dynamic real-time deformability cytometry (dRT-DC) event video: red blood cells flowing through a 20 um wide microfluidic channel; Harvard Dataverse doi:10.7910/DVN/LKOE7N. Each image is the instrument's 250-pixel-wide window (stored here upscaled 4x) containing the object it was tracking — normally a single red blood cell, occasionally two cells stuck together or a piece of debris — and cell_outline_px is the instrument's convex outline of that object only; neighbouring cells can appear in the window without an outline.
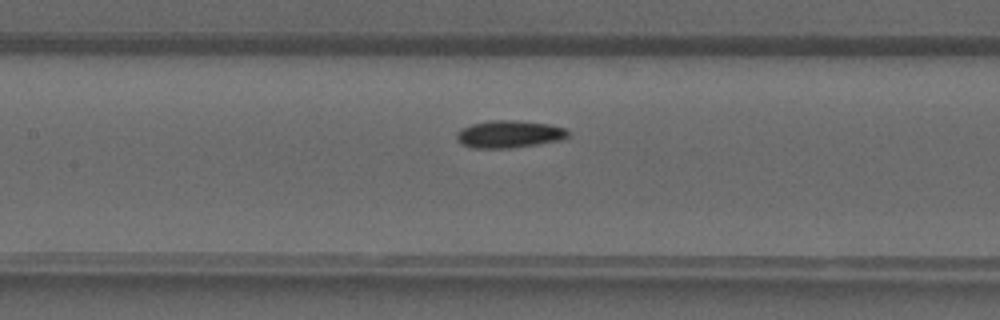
{"species": "common noctule bat (a hibernating species)", "species_latin": "Nyctalus noctula", "temperature_condition": "warm", "stored_images_in_passage": 40, "camera_frame_rate_fps": 3000, "um_per_image_px": 0.085, "animal": {"sex": "male", "forearm_length_mm": 52.5}, "frame": {"image": 1, "passage_image": 18, "time_ms": 5.667, "image_size_px": [1000, 320], "cell_outline_px": [[568, 136], [564, 140], [512, 148], [468, 148], [460, 144], [456, 136], [456, 132], [460, 128], [472, 124], [492, 120], [516, 120], [548, 124], [564, 128], [568, 132]], "centroid_in_image_um": [43.24, 11.41], "position_along_channel_um": 164.2, "area_um2": 17.98}}
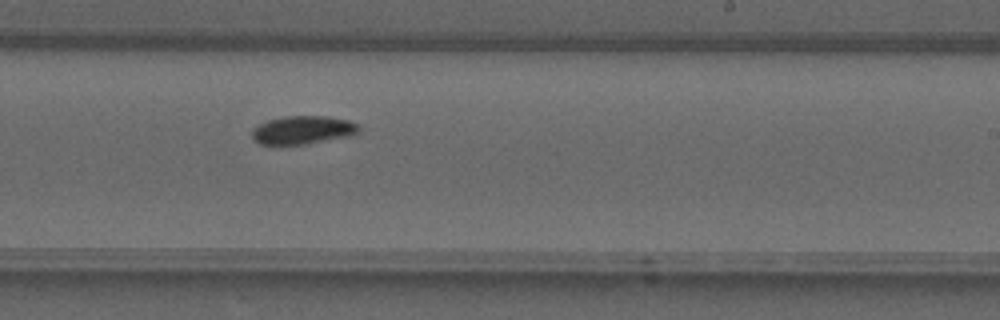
{"frame": {"image": 2, "passage_image": 24, "time_ms": 7.667, "image_size_px": [1000, 320], "cell_outline_px": [[360, 132], [348, 136], [308, 144], [260, 144], [252, 136], [252, 132], [260, 124], [268, 120], [284, 116], [328, 116], [348, 120], [356, 124], [360, 128]], "centroid_in_image_um": [25.78, 11.04], "position_along_channel_um": 263.2, "area_um2": 17.4}}
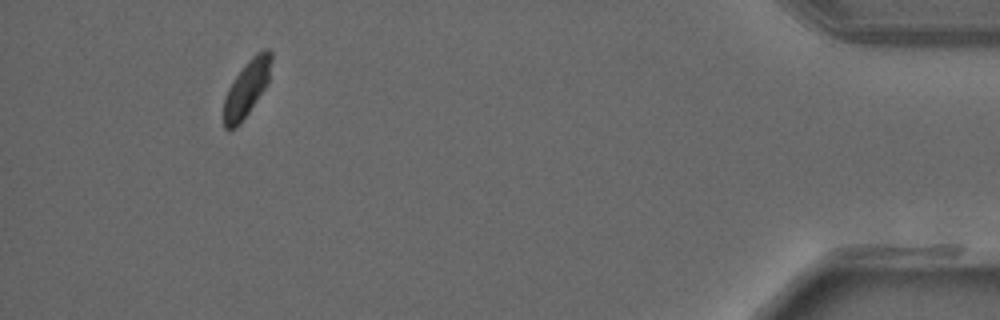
{"frame": {"image": 3, "passage_image": 37, "time_ms": 12.0, "image_size_px": [1000, 320], "cell_outline_px": [[272, 56], [268, 84], [240, 124], [236, 128], [228, 132], [224, 128], [224, 100], [228, 88], [236, 76], [248, 60], [256, 52], [264, 48], [268, 48], [272, 52]], "centroid_in_image_um": [20.98, 7.52], "position_along_channel_um": 414.2, "area_um2": 15.66}}